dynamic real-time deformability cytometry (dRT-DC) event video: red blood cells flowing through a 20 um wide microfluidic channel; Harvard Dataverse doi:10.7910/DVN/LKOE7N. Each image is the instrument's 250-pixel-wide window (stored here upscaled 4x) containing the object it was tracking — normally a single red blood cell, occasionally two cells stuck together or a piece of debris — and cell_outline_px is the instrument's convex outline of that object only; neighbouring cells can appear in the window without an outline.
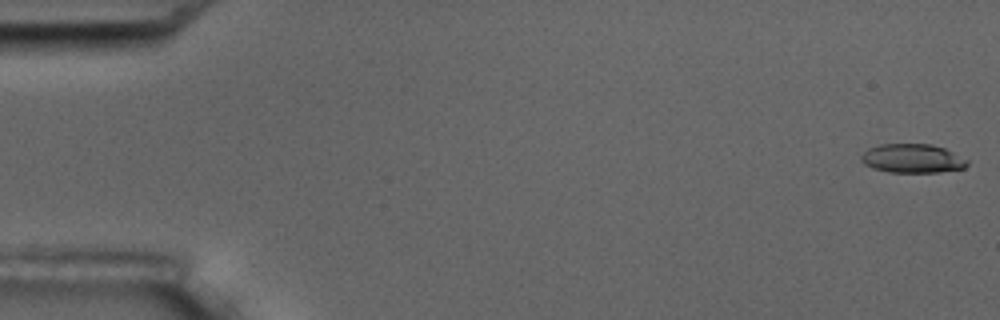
{"species": "common noctule bat (a hibernating species)", "species_latin": "Nyctalus noctula", "temperature_condition": "room temperature", "stored_images_in_passage": 17, "camera_frame_rate_fps": 3000, "um_per_image_px": 0.085, "animal": {"sex": "male", "body_mass_g": 17.5, "forearm_length_mm": 52.3}, "frame": {"image": 1, "passage_image": 1, "time_ms": 0.0, "image_size_px": [1000, 320], "cell_outline_px": [[968, 164], [964, 168], [936, 172], [888, 172], [864, 164], [860, 160], [860, 156], [868, 148], [880, 144], [932, 144], [944, 148], [968, 160]], "centroid_in_image_um": [77.54, 13.46], "position_along_channel_um": 7.5, "area_um2": 17.74}}
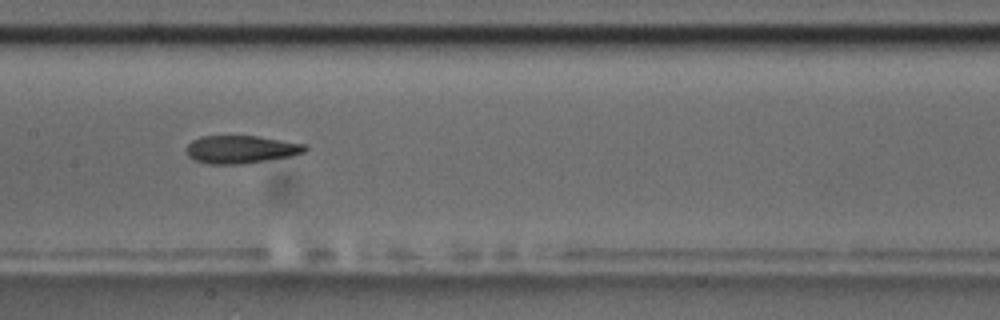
{"frame": {"image": 2, "passage_image": 9, "time_ms": 9.0, "image_size_px": [1000, 320], "cell_outline_px": [[308, 148], [304, 152], [292, 156], [240, 164], [208, 164], [196, 160], [188, 156], [184, 152], [184, 148], [192, 140], [200, 136], [256, 136], [308, 144]], "centroid_in_image_um": [20.46, 12.69], "position_along_channel_um": 186.9, "area_um2": 19.42}}
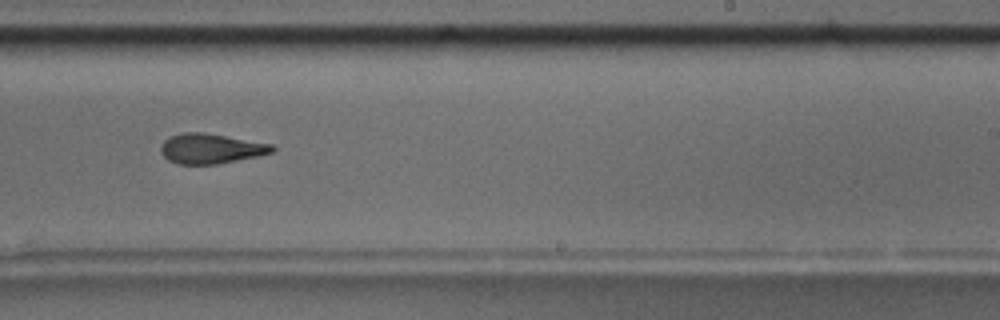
{"frame": {"image": 3, "passage_image": 11, "time_ms": 11.333, "image_size_px": [1000, 320], "cell_outline_px": [[276, 148], [272, 152], [256, 156], [216, 164], [176, 164], [168, 160], [160, 152], [160, 148], [164, 140], [168, 136], [184, 132], [204, 132], [272, 144]], "centroid_in_image_um": [17.87, 12.62], "position_along_channel_um": 271.1, "area_um2": 19.42}, "authors_computed_cell_mechanics": {"area_um2": 19.4208, "velocity_mm_per_s": 3.6188, "shape_relaxation_time_tau1_ms": 5.9823, "shape_relaxation_time_tau2_ms": 4.525, "deformation_change_tau1": 0.1908, "deformation_change_tau2": 0.1333}}